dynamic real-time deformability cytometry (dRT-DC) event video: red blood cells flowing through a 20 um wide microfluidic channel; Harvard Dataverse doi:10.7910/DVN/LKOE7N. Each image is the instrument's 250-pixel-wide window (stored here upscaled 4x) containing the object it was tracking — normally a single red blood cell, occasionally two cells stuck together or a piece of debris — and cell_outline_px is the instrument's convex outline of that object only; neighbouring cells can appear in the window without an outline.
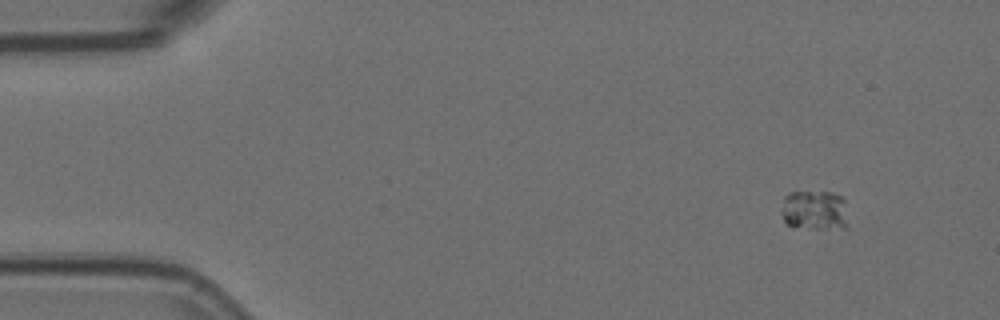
{"species": "Egyptian fruit bat (a non-hibernating species)", "species_latin": "Rousettus aegyptiacus", "temperature_condition": "room temperature", "stored_images_in_passage": 4, "camera_frame_rate_fps": 3000, "um_per_image_px": 0.085, "animal": {"sex": "female"}, "frame": {"image": 1, "passage_image": 1, "time_ms": 0.0, "image_size_px": [1000, 320], "cell_outline_px": [[844, 228], [812, 228], [788, 224], [784, 220], [784, 196], [788, 192], [832, 192], [844, 196]], "centroid_in_image_um": [69.24, 17.82], "position_along_channel_um": 15.8, "area_um2": 14.85}}
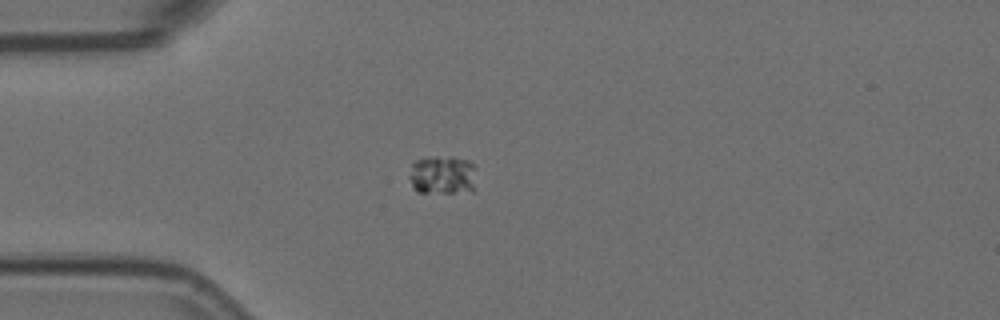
{"frame": {"image": 2, "passage_image": 4, "time_ms": 1.0, "image_size_px": [1000, 320], "cell_outline_px": [[476, 192], [416, 192], [408, 176], [412, 164], [416, 160], [436, 156], [468, 160], [472, 164]], "centroid_in_image_um": [37.6, 14.9], "position_along_channel_um": 47.4, "area_um2": 15.09}}